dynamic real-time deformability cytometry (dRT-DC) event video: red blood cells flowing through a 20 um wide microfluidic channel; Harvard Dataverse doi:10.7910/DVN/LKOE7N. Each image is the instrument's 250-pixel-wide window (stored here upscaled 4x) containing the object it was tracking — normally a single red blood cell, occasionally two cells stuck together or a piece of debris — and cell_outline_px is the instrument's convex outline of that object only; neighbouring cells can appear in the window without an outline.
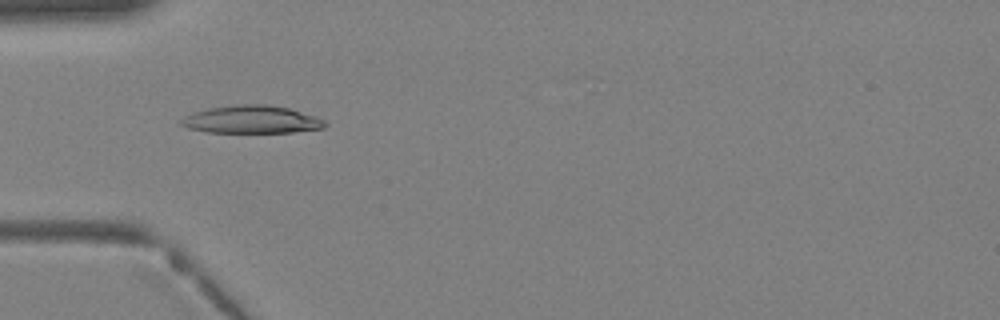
{"species": "Egyptian fruit bat (a non-hibernating species)", "species_latin": "Rousettus aegyptiacus", "temperature_condition": "warm", "stored_images_in_passage": 16, "camera_frame_rate_fps": 3000, "um_per_image_px": 0.085, "animal": {"sex": "female"}, "frame": {"image": 1, "passage_image": 1, "time_ms": 0.0, "image_size_px": [1000, 320], "cell_outline_px": [[312, 128], [280, 132], [224, 132], [232, 108], [276, 108], [292, 112], [300, 116]], "centroid_in_image_um": [22.45, 10.26], "position_along_channel_um": 62.6, "area_um2": 12.31}}
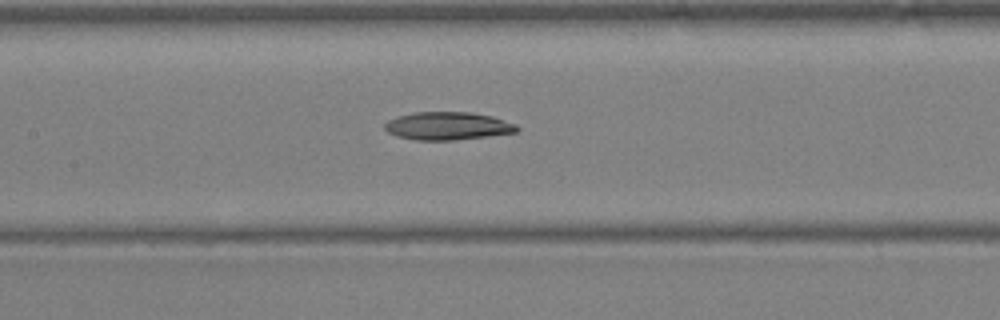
{"frame": {"image": 2, "passage_image": 7, "time_ms": 2.0, "image_size_px": [1000, 320], "cell_outline_px": [[516, 128], [508, 132], [472, 136], [408, 136], [416, 116], [480, 116], [496, 120]], "centroid_in_image_um": [38.84, 10.73], "position_along_channel_um": 168.6, "area_um2": 12.77}}
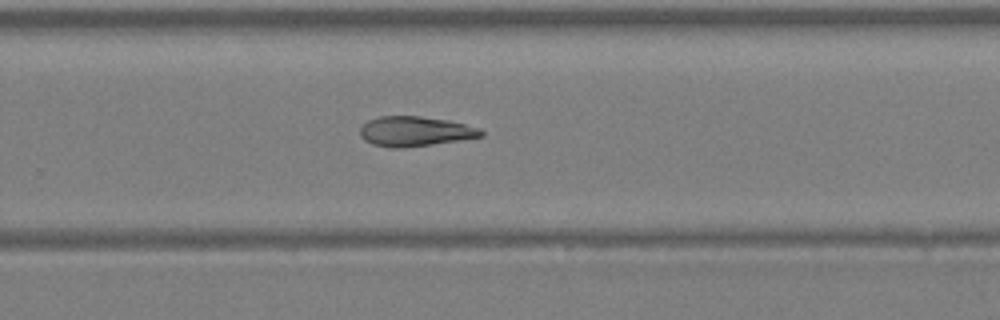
{"frame": {"image": 3, "passage_image": 14, "time_ms": 4.333, "image_size_px": [1000, 320], "cell_outline_px": [[480, 132], [476, 136], [420, 144], [384, 144], [400, 116], [404, 116], [432, 120], [456, 124]], "centroid_in_image_um": [36.22, 11.18], "position_along_channel_um": 293.6, "area_um2": 12.37}}